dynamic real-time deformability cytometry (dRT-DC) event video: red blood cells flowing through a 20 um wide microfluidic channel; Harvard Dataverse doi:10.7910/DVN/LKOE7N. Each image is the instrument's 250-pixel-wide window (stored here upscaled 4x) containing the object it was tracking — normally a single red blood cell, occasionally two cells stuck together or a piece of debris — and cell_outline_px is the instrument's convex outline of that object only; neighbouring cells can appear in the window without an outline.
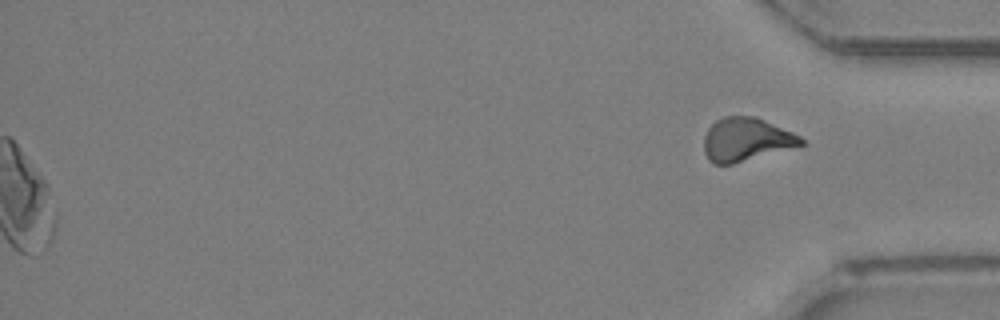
{"species": "Egyptian fruit bat (a non-hibernating species)", "species_latin": "Rousettus aegyptiacus", "temperature_condition": "room temperature", "stored_images_in_passage": 34, "segment_of_instrument_passage": [2, 2], "camera_frame_rate_fps": 3000, "um_per_image_px": 0.085, "animal": {"sex": "female"}, "frame": {"image": 1, "passage_image": 34, "time_ms": 11.0, "image_size_px": [1000, 320], "cell_outline_px": [[808, 144], [732, 164], [712, 164], [708, 160], [704, 152], [704, 136], [708, 128], [716, 120], [724, 116], [756, 116], [792, 132], [800, 136]], "centroid_in_image_um": [63.43, 11.86], "position_along_channel_um": 371.8, "area_um2": 24.74}}